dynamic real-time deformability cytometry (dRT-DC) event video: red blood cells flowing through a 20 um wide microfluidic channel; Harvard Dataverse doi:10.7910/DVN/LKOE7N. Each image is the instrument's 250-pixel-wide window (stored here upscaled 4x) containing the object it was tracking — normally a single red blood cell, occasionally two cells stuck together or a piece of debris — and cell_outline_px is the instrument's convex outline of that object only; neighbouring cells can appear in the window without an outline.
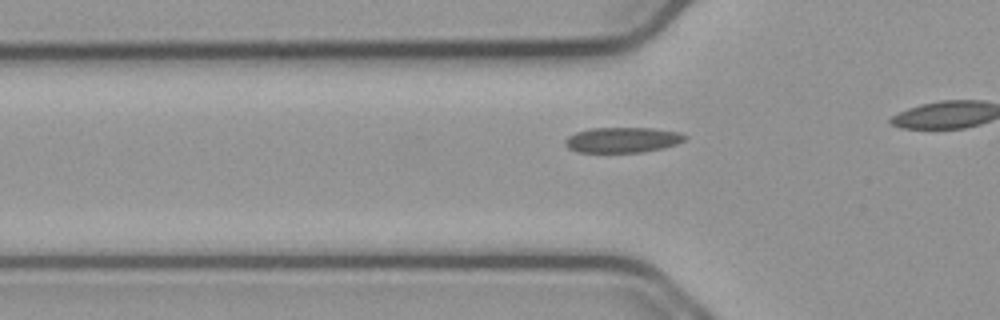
{"species": "common noctule bat (a hibernating species)", "species_latin": "Nyctalus noctula", "temperature_condition": "cold", "stored_images_in_passage": 15, "camera_frame_rate_fps": 3000, "um_per_image_px": 0.085, "animal": {"sex": "male", "body_mass_g": 23.1, "forearm_length_mm": 52.7}, "frame": {"image": 1, "passage_image": 9, "time_ms": 2.667, "image_size_px": [1000, 320], "cell_outline_px": [[688, 136], [684, 140], [676, 144], [660, 148], [640, 152], [576, 152], [568, 148], [564, 144], [564, 140], [568, 136], [576, 132], [588, 128], [652, 128], [680, 132]], "centroid_in_image_um": [52.87, 11.88], "position_along_channel_um": 72.9, "area_um2": 17.69}}
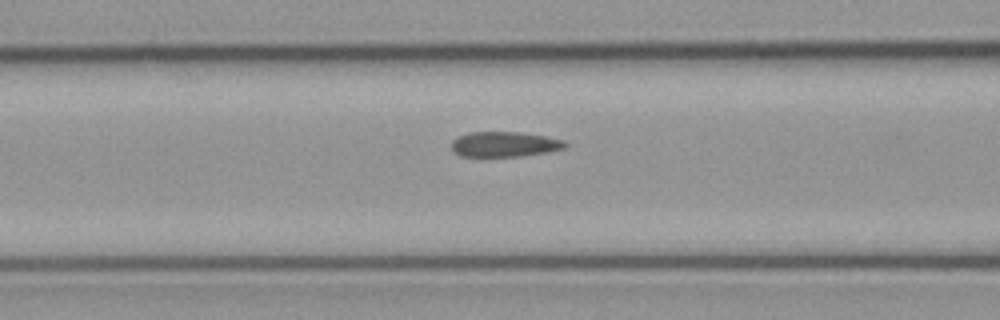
{"frame": {"image": 2, "passage_image": 13, "time_ms": 4.0, "image_size_px": [1000, 320], "cell_outline_px": [[568, 144], [564, 148], [548, 152], [520, 156], [460, 156], [452, 152], [452, 140], [468, 132], [520, 132], [544, 136], [564, 140]], "centroid_in_image_um": [42.87, 12.26], "position_along_channel_um": 123.7, "area_um2": 16.65}}